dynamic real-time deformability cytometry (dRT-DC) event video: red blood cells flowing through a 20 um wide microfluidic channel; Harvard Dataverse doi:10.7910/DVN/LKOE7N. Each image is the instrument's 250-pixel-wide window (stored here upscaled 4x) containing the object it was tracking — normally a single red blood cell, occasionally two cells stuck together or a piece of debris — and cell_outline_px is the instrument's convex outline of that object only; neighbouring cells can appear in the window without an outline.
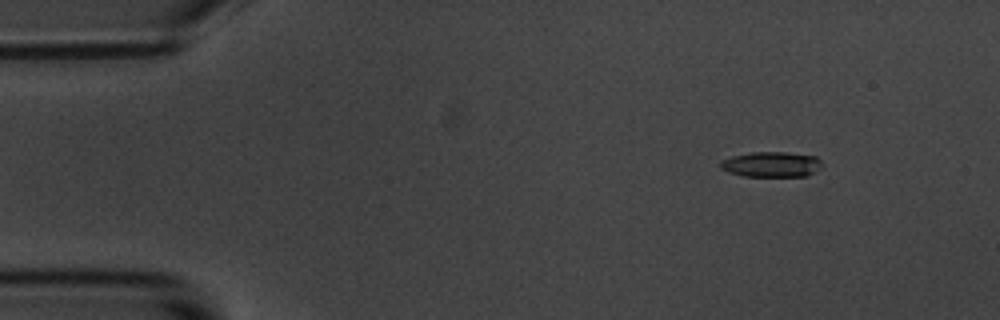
{"species": "common noctule bat (a hibernating species)", "species_latin": "Nyctalus noctula", "temperature_condition": "room temperature", "stored_images_in_passage": 5, "segment_of_instrument_passage": [1, 2], "camera_frame_rate_fps": 3000, "um_per_image_px": 0.085, "animal": {"sex": "male", "body_mass_g": 20.1, "forearm_length_mm": 53.5}, "frame": {"image": 1, "passage_image": 1, "time_ms": 0.0, "image_size_px": [1000, 320], "cell_outline_px": [[824, 164], [820, 168], [808, 176], [740, 176], [728, 172], [720, 168], [720, 160], [732, 156], [752, 152], [784, 152], [816, 156]], "centroid_in_image_um": [65.56, 13.97], "position_along_channel_um": 19.4, "area_um2": 15.14}}
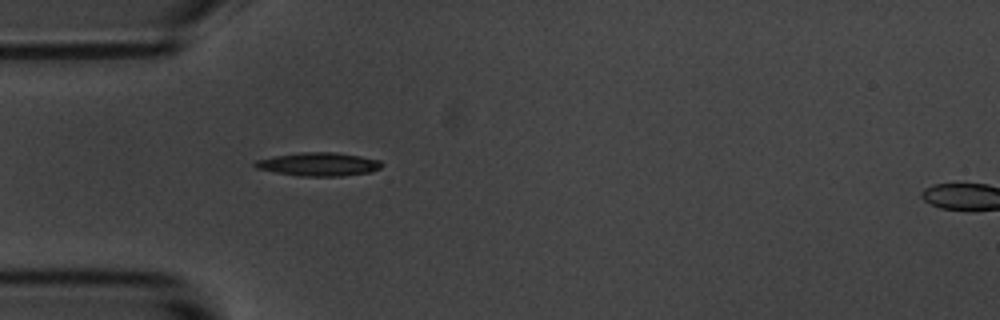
{"frame": {"image": 2, "passage_image": 4, "time_ms": 3.333, "image_size_px": [1000, 320], "cell_outline_px": [[384, 164], [380, 168], [372, 172], [344, 176], [300, 176], [276, 172], [256, 168], [252, 164], [256, 160], [272, 156], [300, 152], [336, 152], [360, 156], [380, 160]], "centroid_in_image_um": [27.1, 13.96], "position_along_channel_um": 57.9, "area_um2": 17.46}}